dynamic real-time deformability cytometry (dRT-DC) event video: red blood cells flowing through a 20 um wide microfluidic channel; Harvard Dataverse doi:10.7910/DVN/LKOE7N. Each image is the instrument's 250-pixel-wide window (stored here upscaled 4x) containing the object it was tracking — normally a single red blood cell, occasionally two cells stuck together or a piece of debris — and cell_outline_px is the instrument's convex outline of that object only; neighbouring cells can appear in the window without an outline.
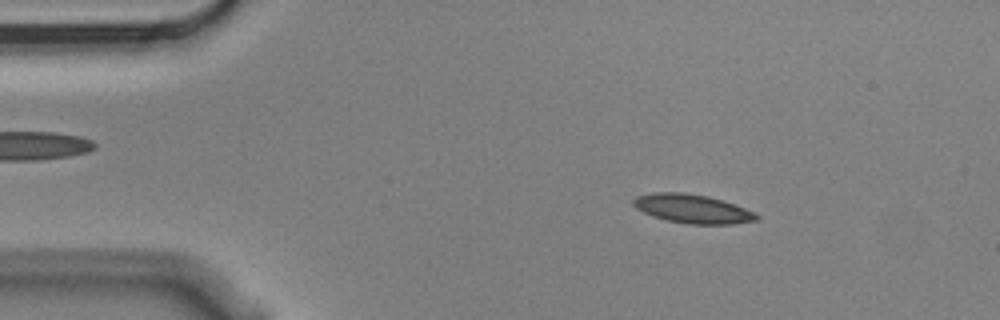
{"species": "Egyptian fruit bat (a non-hibernating species)", "species_latin": "Rousettus aegyptiacus", "temperature_condition": "cold", "stored_images_in_passage": 4, "camera_frame_rate_fps": 3000, "um_per_image_px": 0.085, "animal": {"sex": "male"}, "frame": {"image": 1, "passage_image": 2, "time_ms": 0.333, "image_size_px": [1000, 320], "cell_outline_px": [[760, 220], [732, 224], [688, 224], [668, 220], [652, 216], [636, 208], [632, 204], [632, 200], [636, 196], [652, 192], [684, 192], [708, 196], [744, 208], [760, 216]], "centroid_in_image_um": [58.83, 17.74], "position_along_channel_um": 26.2, "area_um2": 20.63}}